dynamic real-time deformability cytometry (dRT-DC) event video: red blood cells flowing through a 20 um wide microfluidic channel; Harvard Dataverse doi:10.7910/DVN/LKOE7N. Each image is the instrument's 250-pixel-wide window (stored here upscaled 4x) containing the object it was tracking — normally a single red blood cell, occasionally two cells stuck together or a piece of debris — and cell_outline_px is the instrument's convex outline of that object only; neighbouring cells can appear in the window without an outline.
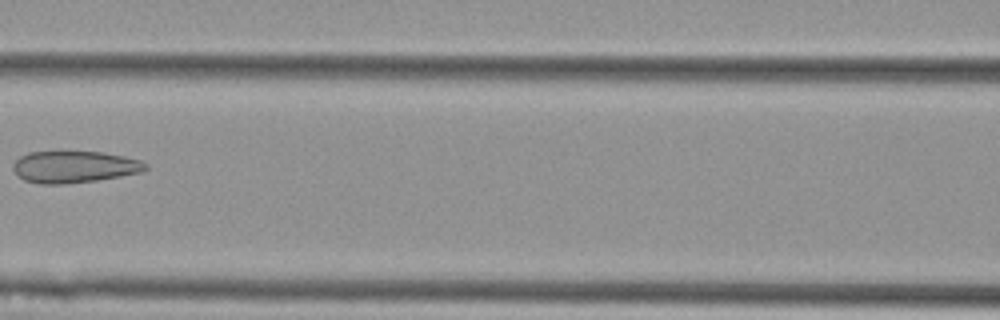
{"species": "Egyptian fruit bat (a non-hibernating species)", "species_latin": "Rousettus aegyptiacus", "temperature_condition": "cold", "stored_images_in_passage": 6, "camera_frame_rate_fps": 3000, "um_per_image_px": 0.085, "animal": {"sex": "female"}, "frame": {"image": 1, "passage_image": 6, "time_ms": 1.667, "image_size_px": [1000, 320], "cell_outline_px": [[148, 168], [144, 172], [96, 180], [64, 184], [40, 184], [24, 180], [12, 168], [12, 164], [20, 156], [28, 152], [56, 148], [60, 148], [104, 152], [124, 156], [140, 160], [148, 164]], "centroid_in_image_um": [6.3, 14.12], "position_along_channel_um": 160.3, "area_um2": 25.72}}